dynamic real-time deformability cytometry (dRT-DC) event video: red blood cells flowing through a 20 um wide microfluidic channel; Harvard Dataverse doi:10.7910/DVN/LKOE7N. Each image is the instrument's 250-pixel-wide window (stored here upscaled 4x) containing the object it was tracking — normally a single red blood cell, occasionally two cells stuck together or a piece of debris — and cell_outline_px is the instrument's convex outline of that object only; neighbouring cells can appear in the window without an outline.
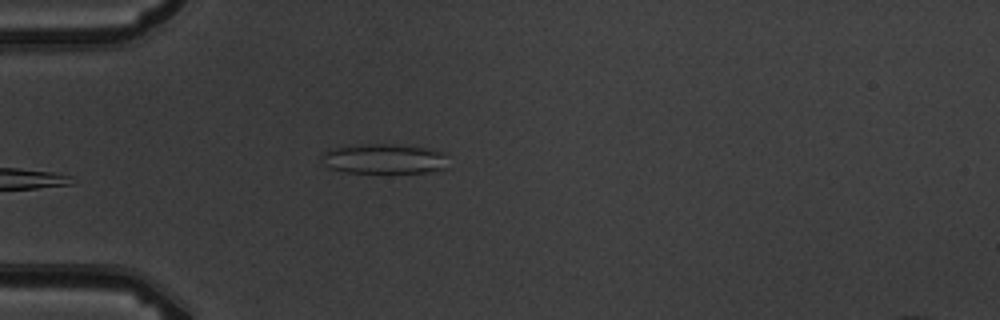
{"species": "common noctule bat (a hibernating species)", "species_latin": "Nyctalus noctula", "temperature_condition": "warm", "stored_images_in_passage": 5, "camera_frame_rate_fps": 3000, "um_per_image_px": 0.085, "animal": {"sex": "male", "body_mass_g": 19.5, "forearm_length_mm": 54.6}, "frame": {"image": 1, "passage_image": 5, "time_ms": 4.667, "image_size_px": [1000, 320], "cell_outline_px": [[448, 168], [432, 172], [344, 172], [332, 168], [324, 164], [320, 156], [328, 148], [348, 144], [392, 144], [428, 148], [444, 152]], "centroid_in_image_um": [32.63, 13.48], "position_along_channel_um": 52.4, "area_um2": 22.37}}